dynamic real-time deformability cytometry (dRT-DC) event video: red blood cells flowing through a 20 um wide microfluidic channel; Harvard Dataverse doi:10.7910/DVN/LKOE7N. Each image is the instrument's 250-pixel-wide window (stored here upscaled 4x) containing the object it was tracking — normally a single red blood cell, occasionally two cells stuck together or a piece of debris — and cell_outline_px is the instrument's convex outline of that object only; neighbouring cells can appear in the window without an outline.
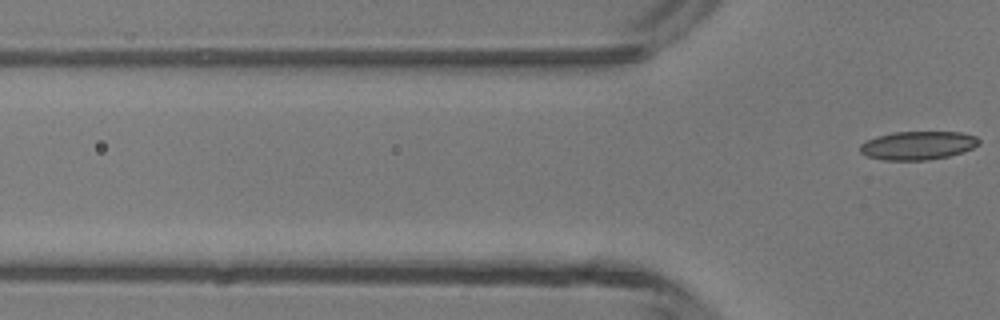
{"species": "common noctule bat (a hibernating species)", "species_latin": "Nyctalus noctula", "temperature_condition": "room temperature", "stored_images_in_passage": 4, "camera_frame_rate_fps": 3000, "um_per_image_px": 0.085, "animal": {"sex": "male", "body_mass_g": 13.3}, "frame": {"image": 1, "passage_image": 4, "time_ms": 4.333, "image_size_px": [1000, 320], "cell_outline_px": [[980, 144], [964, 152], [948, 156], [928, 160], [884, 160], [868, 156], [860, 152], [860, 144], [876, 136], [892, 132], [960, 132], [976, 136], [980, 140]], "centroid_in_image_um": [78.04, 12.36], "position_along_channel_um": 47.8, "area_um2": 19.77}}